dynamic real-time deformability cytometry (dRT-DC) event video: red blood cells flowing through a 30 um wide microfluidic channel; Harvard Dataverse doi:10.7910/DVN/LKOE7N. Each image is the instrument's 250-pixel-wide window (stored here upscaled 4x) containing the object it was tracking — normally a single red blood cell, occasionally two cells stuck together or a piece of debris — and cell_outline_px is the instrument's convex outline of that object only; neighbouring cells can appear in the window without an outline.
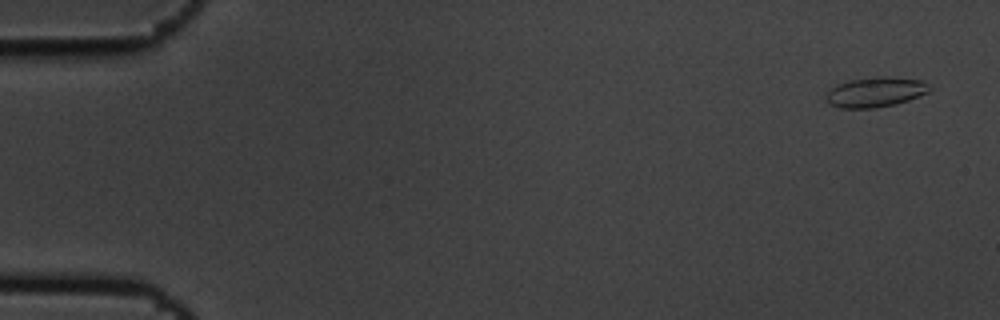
{"species": "common noctule bat (a hibernating species)", "species_latin": "Nyctalus noctula", "temperature_condition": "cold", "stored_images_in_passage": 6, "segment_of_instrument_passage": [1, 2], "camera_frame_rate_fps": 3000, "um_per_image_px": 0.085, "animal": {"sex": "male", "body_mass_g": 19.5, "forearm_length_mm": 54.6}, "frame": {"image": 1, "passage_image": 1, "time_ms": 0.0, "image_size_px": [1000, 320], "cell_outline_px": [[932, 88], [928, 92], [908, 100], [896, 104], [872, 108], [840, 108], [824, 100], [824, 96], [832, 88], [848, 80], [876, 76], [884, 76], [920, 80]], "centroid_in_image_um": [74.39, 7.83], "position_along_channel_um": 10.6, "area_um2": 17.92}}